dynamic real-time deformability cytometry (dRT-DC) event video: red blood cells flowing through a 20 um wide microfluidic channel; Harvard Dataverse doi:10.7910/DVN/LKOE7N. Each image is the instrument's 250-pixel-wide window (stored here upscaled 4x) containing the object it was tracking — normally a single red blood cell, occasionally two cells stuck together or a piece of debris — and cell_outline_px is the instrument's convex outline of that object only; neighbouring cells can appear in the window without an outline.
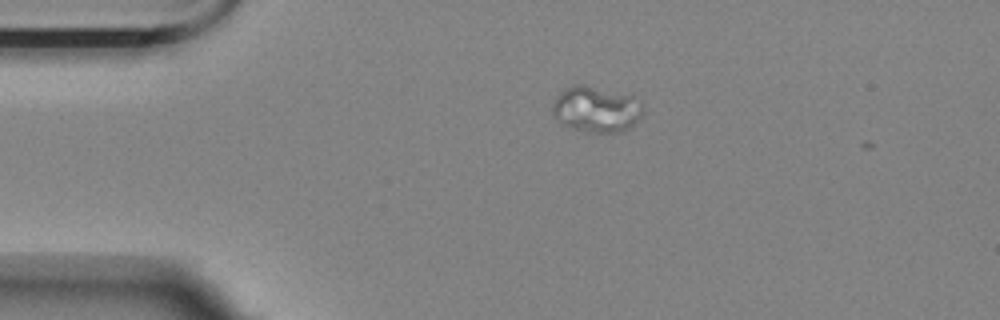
{"species": "Egyptian fruit bat (a non-hibernating species)", "species_latin": "Rousettus aegyptiacus", "temperature_condition": "room temperature", "stored_images_in_passage": 44, "camera_frame_rate_fps": 3000, "um_per_image_px": 0.085, "animal": {"sex": "female"}, "frame": {"image": 1, "passage_image": 4, "time_ms": 1.0, "image_size_px": [1000, 320], "cell_outline_px": [[644, 112], [628, 128], [616, 132], [588, 132], [572, 128], [560, 124], [552, 112], [552, 100], [564, 88], [572, 84], [584, 84], [632, 96], [644, 104]], "centroid_in_image_um": [50.63, 9.27], "position_along_channel_um": 34.4, "area_um2": 24.33}}
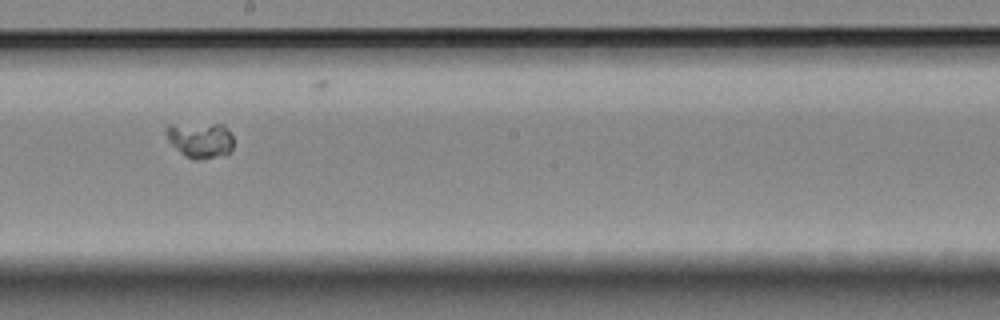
{"frame": {"image": 2, "passage_image": 26, "time_ms": 8.333, "image_size_px": [1000, 320], "cell_outline_px": [[232, 148], [228, 152], [196, 160], [180, 152], [168, 140], [164, 132], [164, 128], [168, 124], [224, 124], [232, 136]], "centroid_in_image_um": [16.97, 11.85], "position_along_channel_um": 231.2, "area_um2": 13.7}}
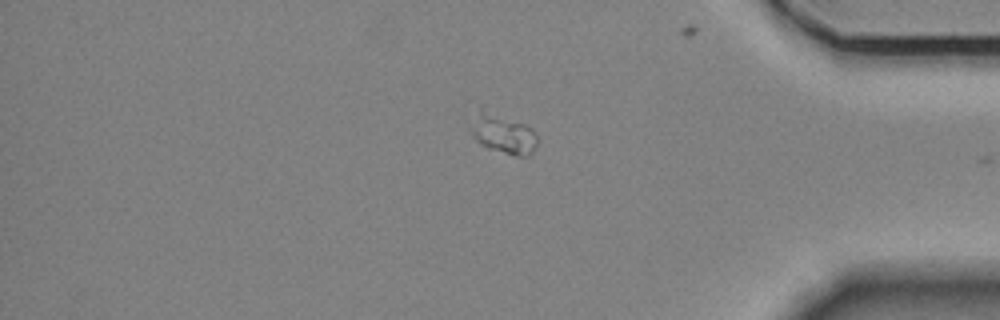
{"frame": {"image": 3, "passage_image": 43, "time_ms": 14.0, "image_size_px": [1000, 320], "cell_outline_px": [[536, 144], [532, 152], [528, 156], [516, 156], [488, 148], [480, 144], [472, 136], [468, 128], [480, 108], [524, 124], [532, 128], [536, 136]], "centroid_in_image_um": [42.72, 11.38], "position_along_channel_um": 392.5, "area_um2": 15.14}}